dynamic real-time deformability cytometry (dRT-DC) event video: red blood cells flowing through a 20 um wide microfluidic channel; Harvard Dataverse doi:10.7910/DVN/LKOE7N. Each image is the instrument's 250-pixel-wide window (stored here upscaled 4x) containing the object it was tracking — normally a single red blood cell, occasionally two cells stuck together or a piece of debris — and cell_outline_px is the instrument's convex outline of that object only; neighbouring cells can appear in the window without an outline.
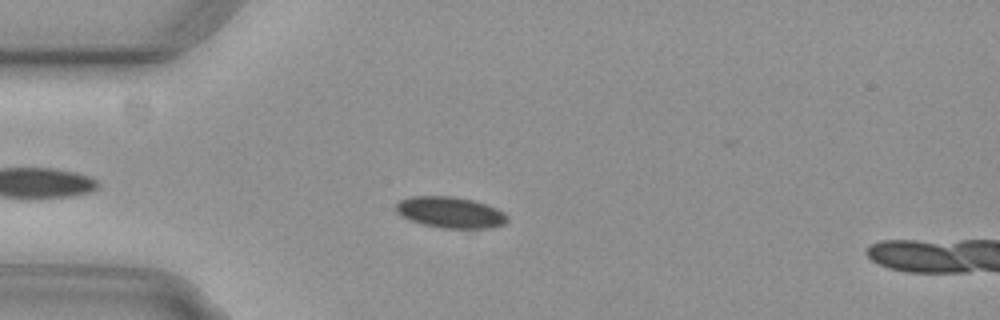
{"species": "common noctule bat (a hibernating species)", "species_latin": "Nyctalus noctula", "temperature_condition": "cold", "stored_images_in_passage": 5, "camera_frame_rate_fps": 3000, "um_per_image_px": 0.085, "animal": {"sex": "female", "body_mass_g": 29.2, "forearm_length_mm": 56.3}, "frame": {"image": 1, "passage_image": 4, "time_ms": 1.0, "image_size_px": [1000, 320], "cell_outline_px": [[508, 220], [504, 224], [492, 228], [440, 228], [408, 220], [400, 216], [396, 212], [396, 204], [400, 200], [412, 196], [452, 196], [472, 200], [496, 208], [504, 212], [508, 216]], "centroid_in_image_um": [38.26, 18.06], "position_along_channel_um": 46.7, "area_um2": 20.29}}